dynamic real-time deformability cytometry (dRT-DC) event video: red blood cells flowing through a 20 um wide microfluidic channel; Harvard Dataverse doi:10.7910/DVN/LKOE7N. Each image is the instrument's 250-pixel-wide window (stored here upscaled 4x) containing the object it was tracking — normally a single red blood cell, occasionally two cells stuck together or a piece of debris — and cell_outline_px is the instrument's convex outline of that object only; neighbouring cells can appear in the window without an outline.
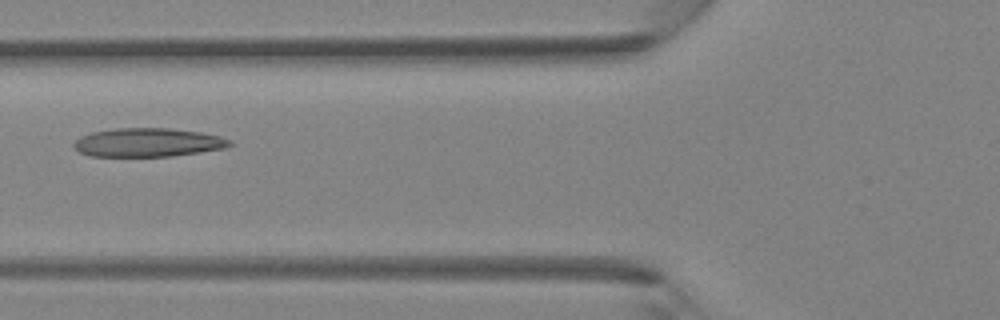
{"species": "Egyptian fruit bat (a non-hibernating species)", "species_latin": "Rousettus aegyptiacus", "temperature_condition": "room temperature", "stored_images_in_passage": 42, "camera_frame_rate_fps": 3000, "um_per_image_px": 0.085, "animal": {"sex": "female"}, "frame": {"image": 1, "passage_image": 16, "time_ms": 5.0, "image_size_px": [1000, 320], "cell_outline_px": [[232, 144], [224, 148], [200, 152], [172, 156], [88, 156], [80, 152], [72, 144], [80, 136], [92, 132], [116, 128], [168, 128], [200, 132], [220, 136], [232, 140]], "centroid_in_image_um": [12.57, 12.11], "position_along_channel_um": 113.2, "area_um2": 26.01}}
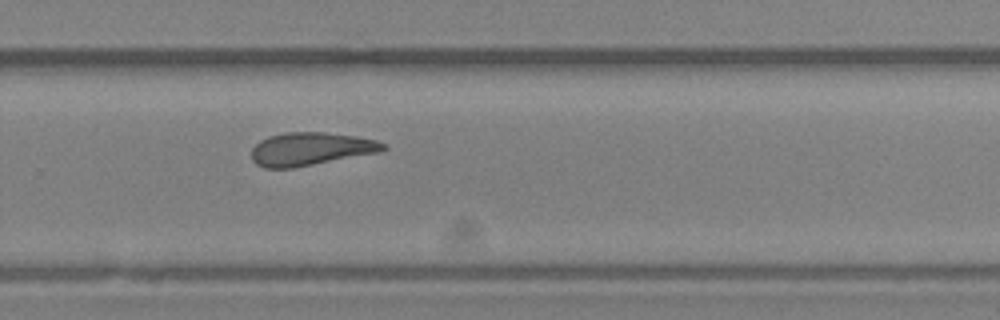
{"frame": {"image": 2, "passage_image": 28, "time_ms": 9.0, "image_size_px": [1000, 320], "cell_outline_px": [[388, 148], [380, 152], [292, 168], [264, 168], [256, 164], [252, 160], [252, 148], [260, 140], [268, 136], [284, 132], [324, 132], [356, 136], [376, 140], [384, 144]], "centroid_in_image_um": [26.39, 12.65], "position_along_channel_um": 303.4, "area_um2": 25.37}}
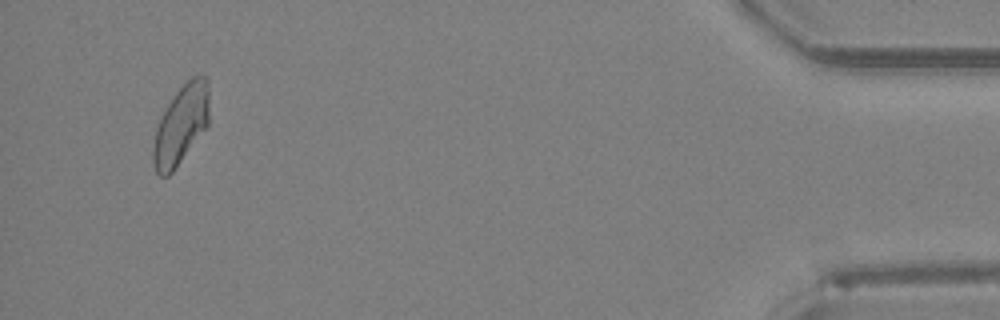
{"frame": {"image": 3, "passage_image": 40, "time_ms": 13.0, "image_size_px": [1000, 320], "cell_outline_px": [[208, 124], [172, 172], [168, 176], [160, 176], [156, 172], [152, 160], [152, 152], [156, 128], [160, 116], [176, 92], [192, 76], [208, 76]], "centroid_in_image_um": [15.36, 10.6], "position_along_channel_um": 419.8, "area_um2": 25.43}}